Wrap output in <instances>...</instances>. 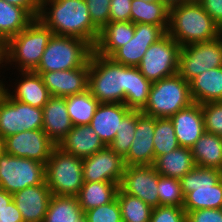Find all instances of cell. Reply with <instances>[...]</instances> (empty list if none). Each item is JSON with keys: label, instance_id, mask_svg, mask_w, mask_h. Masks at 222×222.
<instances>
[{"label": "cell", "instance_id": "3957f363", "mask_svg": "<svg viewBox=\"0 0 222 222\" xmlns=\"http://www.w3.org/2000/svg\"><path fill=\"white\" fill-rule=\"evenodd\" d=\"M128 82V66L92 52L89 59L88 90L100 103L124 104Z\"/></svg>", "mask_w": 222, "mask_h": 222}, {"label": "cell", "instance_id": "11a10c76", "mask_svg": "<svg viewBox=\"0 0 222 222\" xmlns=\"http://www.w3.org/2000/svg\"><path fill=\"white\" fill-rule=\"evenodd\" d=\"M188 1L199 2L200 0H186V2H188Z\"/></svg>", "mask_w": 222, "mask_h": 222}, {"label": "cell", "instance_id": "f6af8a7d", "mask_svg": "<svg viewBox=\"0 0 222 222\" xmlns=\"http://www.w3.org/2000/svg\"><path fill=\"white\" fill-rule=\"evenodd\" d=\"M199 3L205 12L222 28V0H200Z\"/></svg>", "mask_w": 222, "mask_h": 222}, {"label": "cell", "instance_id": "7402d4cb", "mask_svg": "<svg viewBox=\"0 0 222 222\" xmlns=\"http://www.w3.org/2000/svg\"><path fill=\"white\" fill-rule=\"evenodd\" d=\"M72 128L65 97L51 96L43 106L42 130L58 146Z\"/></svg>", "mask_w": 222, "mask_h": 222}, {"label": "cell", "instance_id": "7a4b0ae2", "mask_svg": "<svg viewBox=\"0 0 222 222\" xmlns=\"http://www.w3.org/2000/svg\"><path fill=\"white\" fill-rule=\"evenodd\" d=\"M167 33L183 47L218 38L221 36V27L199 2L188 1L169 8Z\"/></svg>", "mask_w": 222, "mask_h": 222}, {"label": "cell", "instance_id": "d6986e66", "mask_svg": "<svg viewBox=\"0 0 222 222\" xmlns=\"http://www.w3.org/2000/svg\"><path fill=\"white\" fill-rule=\"evenodd\" d=\"M17 75V79L21 78L16 79L12 83L14 84L13 86L11 82L7 84L8 86H4V91L14 100L33 107L43 108L51 95L44 85L42 76L34 71H18ZM11 86L14 88H11ZM8 87L10 88L8 89Z\"/></svg>", "mask_w": 222, "mask_h": 222}, {"label": "cell", "instance_id": "7bdbcfd3", "mask_svg": "<svg viewBox=\"0 0 222 222\" xmlns=\"http://www.w3.org/2000/svg\"><path fill=\"white\" fill-rule=\"evenodd\" d=\"M132 0H111L109 22L131 21Z\"/></svg>", "mask_w": 222, "mask_h": 222}, {"label": "cell", "instance_id": "5bb4252c", "mask_svg": "<svg viewBox=\"0 0 222 222\" xmlns=\"http://www.w3.org/2000/svg\"><path fill=\"white\" fill-rule=\"evenodd\" d=\"M158 172L152 165L125 166L119 189L150 205L159 206Z\"/></svg>", "mask_w": 222, "mask_h": 222}, {"label": "cell", "instance_id": "9a60e30c", "mask_svg": "<svg viewBox=\"0 0 222 222\" xmlns=\"http://www.w3.org/2000/svg\"><path fill=\"white\" fill-rule=\"evenodd\" d=\"M167 30L168 26L137 23L132 39L110 58L128 67H138L149 46L163 38Z\"/></svg>", "mask_w": 222, "mask_h": 222}, {"label": "cell", "instance_id": "60d3db41", "mask_svg": "<svg viewBox=\"0 0 222 222\" xmlns=\"http://www.w3.org/2000/svg\"><path fill=\"white\" fill-rule=\"evenodd\" d=\"M93 25L100 31L109 23L111 0H85Z\"/></svg>", "mask_w": 222, "mask_h": 222}, {"label": "cell", "instance_id": "e0dca14e", "mask_svg": "<svg viewBox=\"0 0 222 222\" xmlns=\"http://www.w3.org/2000/svg\"><path fill=\"white\" fill-rule=\"evenodd\" d=\"M155 118L136 110V131L131 148L124 157L125 166L153 165Z\"/></svg>", "mask_w": 222, "mask_h": 222}, {"label": "cell", "instance_id": "bcb514c9", "mask_svg": "<svg viewBox=\"0 0 222 222\" xmlns=\"http://www.w3.org/2000/svg\"><path fill=\"white\" fill-rule=\"evenodd\" d=\"M0 222H24L13 200L0 212Z\"/></svg>", "mask_w": 222, "mask_h": 222}, {"label": "cell", "instance_id": "ba28073f", "mask_svg": "<svg viewBox=\"0 0 222 222\" xmlns=\"http://www.w3.org/2000/svg\"><path fill=\"white\" fill-rule=\"evenodd\" d=\"M45 181L52 195L76 197L84 184L82 158L56 146L45 164Z\"/></svg>", "mask_w": 222, "mask_h": 222}, {"label": "cell", "instance_id": "2e32d148", "mask_svg": "<svg viewBox=\"0 0 222 222\" xmlns=\"http://www.w3.org/2000/svg\"><path fill=\"white\" fill-rule=\"evenodd\" d=\"M84 182H114L120 184L125 170L124 158L109 146L83 158Z\"/></svg>", "mask_w": 222, "mask_h": 222}, {"label": "cell", "instance_id": "9c48e42d", "mask_svg": "<svg viewBox=\"0 0 222 222\" xmlns=\"http://www.w3.org/2000/svg\"><path fill=\"white\" fill-rule=\"evenodd\" d=\"M45 182V164L16 157L6 152L0 156V188L14 194L26 187Z\"/></svg>", "mask_w": 222, "mask_h": 222}, {"label": "cell", "instance_id": "ab89813d", "mask_svg": "<svg viewBox=\"0 0 222 222\" xmlns=\"http://www.w3.org/2000/svg\"><path fill=\"white\" fill-rule=\"evenodd\" d=\"M205 132L222 135V101L201 104Z\"/></svg>", "mask_w": 222, "mask_h": 222}, {"label": "cell", "instance_id": "1f68e13d", "mask_svg": "<svg viewBox=\"0 0 222 222\" xmlns=\"http://www.w3.org/2000/svg\"><path fill=\"white\" fill-rule=\"evenodd\" d=\"M131 22L169 26V7L162 1L132 0Z\"/></svg>", "mask_w": 222, "mask_h": 222}, {"label": "cell", "instance_id": "f1b7e54d", "mask_svg": "<svg viewBox=\"0 0 222 222\" xmlns=\"http://www.w3.org/2000/svg\"><path fill=\"white\" fill-rule=\"evenodd\" d=\"M118 189L119 184L114 182H84L76 197L85 212L112 202Z\"/></svg>", "mask_w": 222, "mask_h": 222}, {"label": "cell", "instance_id": "ee69618b", "mask_svg": "<svg viewBox=\"0 0 222 222\" xmlns=\"http://www.w3.org/2000/svg\"><path fill=\"white\" fill-rule=\"evenodd\" d=\"M187 222H222L221 209H199L186 212Z\"/></svg>", "mask_w": 222, "mask_h": 222}, {"label": "cell", "instance_id": "836d02e7", "mask_svg": "<svg viewBox=\"0 0 222 222\" xmlns=\"http://www.w3.org/2000/svg\"><path fill=\"white\" fill-rule=\"evenodd\" d=\"M152 82L147 80L138 67H129L128 94L124 104L131 110H142L147 104Z\"/></svg>", "mask_w": 222, "mask_h": 222}, {"label": "cell", "instance_id": "74e56055", "mask_svg": "<svg viewBox=\"0 0 222 222\" xmlns=\"http://www.w3.org/2000/svg\"><path fill=\"white\" fill-rule=\"evenodd\" d=\"M159 206L183 207L184 195L180 179L165 177L158 174Z\"/></svg>", "mask_w": 222, "mask_h": 222}, {"label": "cell", "instance_id": "d4e9b609", "mask_svg": "<svg viewBox=\"0 0 222 222\" xmlns=\"http://www.w3.org/2000/svg\"><path fill=\"white\" fill-rule=\"evenodd\" d=\"M134 31L135 24L131 21L109 22L100 30L94 52L98 55L111 57L121 46L132 39Z\"/></svg>", "mask_w": 222, "mask_h": 222}, {"label": "cell", "instance_id": "4fadbf2b", "mask_svg": "<svg viewBox=\"0 0 222 222\" xmlns=\"http://www.w3.org/2000/svg\"><path fill=\"white\" fill-rule=\"evenodd\" d=\"M56 145L42 129L26 130L4 138V152L46 164Z\"/></svg>", "mask_w": 222, "mask_h": 222}, {"label": "cell", "instance_id": "b9f144b4", "mask_svg": "<svg viewBox=\"0 0 222 222\" xmlns=\"http://www.w3.org/2000/svg\"><path fill=\"white\" fill-rule=\"evenodd\" d=\"M150 222H187L183 207L157 206L152 209Z\"/></svg>", "mask_w": 222, "mask_h": 222}, {"label": "cell", "instance_id": "8992f818", "mask_svg": "<svg viewBox=\"0 0 222 222\" xmlns=\"http://www.w3.org/2000/svg\"><path fill=\"white\" fill-rule=\"evenodd\" d=\"M192 103L190 83L177 73L152 82L147 104L141 112L154 118H171Z\"/></svg>", "mask_w": 222, "mask_h": 222}, {"label": "cell", "instance_id": "ffe728a7", "mask_svg": "<svg viewBox=\"0 0 222 222\" xmlns=\"http://www.w3.org/2000/svg\"><path fill=\"white\" fill-rule=\"evenodd\" d=\"M24 222H43L52 197L46 181L43 184L26 187L13 195Z\"/></svg>", "mask_w": 222, "mask_h": 222}, {"label": "cell", "instance_id": "816d5d0a", "mask_svg": "<svg viewBox=\"0 0 222 222\" xmlns=\"http://www.w3.org/2000/svg\"><path fill=\"white\" fill-rule=\"evenodd\" d=\"M4 79H5V77L1 78V76H0V97L4 91V86L7 84V83H4L5 82Z\"/></svg>", "mask_w": 222, "mask_h": 222}, {"label": "cell", "instance_id": "83f0119b", "mask_svg": "<svg viewBox=\"0 0 222 222\" xmlns=\"http://www.w3.org/2000/svg\"><path fill=\"white\" fill-rule=\"evenodd\" d=\"M194 162L198 167L222 171V137L205 132L191 147Z\"/></svg>", "mask_w": 222, "mask_h": 222}, {"label": "cell", "instance_id": "277c9868", "mask_svg": "<svg viewBox=\"0 0 222 222\" xmlns=\"http://www.w3.org/2000/svg\"><path fill=\"white\" fill-rule=\"evenodd\" d=\"M52 35L50 28L34 19L5 43V68L8 65L17 71H35Z\"/></svg>", "mask_w": 222, "mask_h": 222}, {"label": "cell", "instance_id": "f5cc1de1", "mask_svg": "<svg viewBox=\"0 0 222 222\" xmlns=\"http://www.w3.org/2000/svg\"><path fill=\"white\" fill-rule=\"evenodd\" d=\"M4 152V139L0 136V156Z\"/></svg>", "mask_w": 222, "mask_h": 222}, {"label": "cell", "instance_id": "f907efd6", "mask_svg": "<svg viewBox=\"0 0 222 222\" xmlns=\"http://www.w3.org/2000/svg\"><path fill=\"white\" fill-rule=\"evenodd\" d=\"M161 1L164 2L169 8L171 6L186 2V0H161Z\"/></svg>", "mask_w": 222, "mask_h": 222}, {"label": "cell", "instance_id": "4316f807", "mask_svg": "<svg viewBox=\"0 0 222 222\" xmlns=\"http://www.w3.org/2000/svg\"><path fill=\"white\" fill-rule=\"evenodd\" d=\"M152 166L161 176L181 179L196 164L191 148L179 146L169 153L156 157Z\"/></svg>", "mask_w": 222, "mask_h": 222}, {"label": "cell", "instance_id": "8d00e7d4", "mask_svg": "<svg viewBox=\"0 0 222 222\" xmlns=\"http://www.w3.org/2000/svg\"><path fill=\"white\" fill-rule=\"evenodd\" d=\"M136 131V110H130L120 122L114 140L109 147L123 158L128 154Z\"/></svg>", "mask_w": 222, "mask_h": 222}, {"label": "cell", "instance_id": "681fc988", "mask_svg": "<svg viewBox=\"0 0 222 222\" xmlns=\"http://www.w3.org/2000/svg\"><path fill=\"white\" fill-rule=\"evenodd\" d=\"M4 46H5V43H0V70H4L2 68H5V56H4ZM1 71H0V74H1ZM0 76H3V75H0Z\"/></svg>", "mask_w": 222, "mask_h": 222}, {"label": "cell", "instance_id": "c3c4849f", "mask_svg": "<svg viewBox=\"0 0 222 222\" xmlns=\"http://www.w3.org/2000/svg\"><path fill=\"white\" fill-rule=\"evenodd\" d=\"M13 200L12 194L0 188V212Z\"/></svg>", "mask_w": 222, "mask_h": 222}, {"label": "cell", "instance_id": "7dc6e473", "mask_svg": "<svg viewBox=\"0 0 222 222\" xmlns=\"http://www.w3.org/2000/svg\"><path fill=\"white\" fill-rule=\"evenodd\" d=\"M9 4L26 9L35 19L38 18L40 12L41 0H5Z\"/></svg>", "mask_w": 222, "mask_h": 222}, {"label": "cell", "instance_id": "e575fe53", "mask_svg": "<svg viewBox=\"0 0 222 222\" xmlns=\"http://www.w3.org/2000/svg\"><path fill=\"white\" fill-rule=\"evenodd\" d=\"M117 200L122 215V222H150L152 207L136 196L118 189Z\"/></svg>", "mask_w": 222, "mask_h": 222}, {"label": "cell", "instance_id": "603a6c76", "mask_svg": "<svg viewBox=\"0 0 222 222\" xmlns=\"http://www.w3.org/2000/svg\"><path fill=\"white\" fill-rule=\"evenodd\" d=\"M57 147L83 159L104 149L106 145L90 125H76Z\"/></svg>", "mask_w": 222, "mask_h": 222}, {"label": "cell", "instance_id": "ac0fdd59", "mask_svg": "<svg viewBox=\"0 0 222 222\" xmlns=\"http://www.w3.org/2000/svg\"><path fill=\"white\" fill-rule=\"evenodd\" d=\"M35 73L42 76L51 96L66 97L88 89L89 61L76 69Z\"/></svg>", "mask_w": 222, "mask_h": 222}, {"label": "cell", "instance_id": "f35d334b", "mask_svg": "<svg viewBox=\"0 0 222 222\" xmlns=\"http://www.w3.org/2000/svg\"><path fill=\"white\" fill-rule=\"evenodd\" d=\"M84 222H122L117 197L108 204L85 211Z\"/></svg>", "mask_w": 222, "mask_h": 222}, {"label": "cell", "instance_id": "7c38bea8", "mask_svg": "<svg viewBox=\"0 0 222 222\" xmlns=\"http://www.w3.org/2000/svg\"><path fill=\"white\" fill-rule=\"evenodd\" d=\"M42 126L43 108L14 100L3 91L0 97V136L3 139L26 130L42 129Z\"/></svg>", "mask_w": 222, "mask_h": 222}, {"label": "cell", "instance_id": "484cf974", "mask_svg": "<svg viewBox=\"0 0 222 222\" xmlns=\"http://www.w3.org/2000/svg\"><path fill=\"white\" fill-rule=\"evenodd\" d=\"M194 103L222 101V67L212 68L194 77L190 82Z\"/></svg>", "mask_w": 222, "mask_h": 222}, {"label": "cell", "instance_id": "d6a6232c", "mask_svg": "<svg viewBox=\"0 0 222 222\" xmlns=\"http://www.w3.org/2000/svg\"><path fill=\"white\" fill-rule=\"evenodd\" d=\"M67 111L73 126L89 125L100 102L86 91L65 97Z\"/></svg>", "mask_w": 222, "mask_h": 222}, {"label": "cell", "instance_id": "44dd1931", "mask_svg": "<svg viewBox=\"0 0 222 222\" xmlns=\"http://www.w3.org/2000/svg\"><path fill=\"white\" fill-rule=\"evenodd\" d=\"M172 121L179 146L191 148L205 133L202 106L192 103L173 115Z\"/></svg>", "mask_w": 222, "mask_h": 222}, {"label": "cell", "instance_id": "30bf717a", "mask_svg": "<svg viewBox=\"0 0 222 222\" xmlns=\"http://www.w3.org/2000/svg\"><path fill=\"white\" fill-rule=\"evenodd\" d=\"M180 49L181 46L167 33L149 46L138 66L139 71L151 82L177 74Z\"/></svg>", "mask_w": 222, "mask_h": 222}, {"label": "cell", "instance_id": "cb8c5ba5", "mask_svg": "<svg viewBox=\"0 0 222 222\" xmlns=\"http://www.w3.org/2000/svg\"><path fill=\"white\" fill-rule=\"evenodd\" d=\"M130 110L123 103H100L89 125L103 143L109 146L116 136L120 122Z\"/></svg>", "mask_w": 222, "mask_h": 222}, {"label": "cell", "instance_id": "52a82bcc", "mask_svg": "<svg viewBox=\"0 0 222 222\" xmlns=\"http://www.w3.org/2000/svg\"><path fill=\"white\" fill-rule=\"evenodd\" d=\"M94 47L87 41L53 34L34 72L71 70L83 67Z\"/></svg>", "mask_w": 222, "mask_h": 222}, {"label": "cell", "instance_id": "f546056e", "mask_svg": "<svg viewBox=\"0 0 222 222\" xmlns=\"http://www.w3.org/2000/svg\"><path fill=\"white\" fill-rule=\"evenodd\" d=\"M35 18L24 8L0 0V39L6 43L19 34Z\"/></svg>", "mask_w": 222, "mask_h": 222}, {"label": "cell", "instance_id": "6da1fadb", "mask_svg": "<svg viewBox=\"0 0 222 222\" xmlns=\"http://www.w3.org/2000/svg\"><path fill=\"white\" fill-rule=\"evenodd\" d=\"M38 19L55 35L75 37L95 46L100 31L85 0H41Z\"/></svg>", "mask_w": 222, "mask_h": 222}, {"label": "cell", "instance_id": "5b68a950", "mask_svg": "<svg viewBox=\"0 0 222 222\" xmlns=\"http://www.w3.org/2000/svg\"><path fill=\"white\" fill-rule=\"evenodd\" d=\"M185 212L199 209H220L222 205V171L193 167L181 179Z\"/></svg>", "mask_w": 222, "mask_h": 222}, {"label": "cell", "instance_id": "8fae6325", "mask_svg": "<svg viewBox=\"0 0 222 222\" xmlns=\"http://www.w3.org/2000/svg\"><path fill=\"white\" fill-rule=\"evenodd\" d=\"M222 67V35L207 41L181 47L178 74L190 82L194 77L212 68Z\"/></svg>", "mask_w": 222, "mask_h": 222}, {"label": "cell", "instance_id": "4dcf8cb0", "mask_svg": "<svg viewBox=\"0 0 222 222\" xmlns=\"http://www.w3.org/2000/svg\"><path fill=\"white\" fill-rule=\"evenodd\" d=\"M43 222H84L77 197L52 195Z\"/></svg>", "mask_w": 222, "mask_h": 222}, {"label": "cell", "instance_id": "db71d44e", "mask_svg": "<svg viewBox=\"0 0 222 222\" xmlns=\"http://www.w3.org/2000/svg\"><path fill=\"white\" fill-rule=\"evenodd\" d=\"M141 1H144V2H153V1H161V0H141Z\"/></svg>", "mask_w": 222, "mask_h": 222}, {"label": "cell", "instance_id": "d590c367", "mask_svg": "<svg viewBox=\"0 0 222 222\" xmlns=\"http://www.w3.org/2000/svg\"><path fill=\"white\" fill-rule=\"evenodd\" d=\"M154 157L169 153L179 147L170 118H155Z\"/></svg>", "mask_w": 222, "mask_h": 222}]
</instances>
